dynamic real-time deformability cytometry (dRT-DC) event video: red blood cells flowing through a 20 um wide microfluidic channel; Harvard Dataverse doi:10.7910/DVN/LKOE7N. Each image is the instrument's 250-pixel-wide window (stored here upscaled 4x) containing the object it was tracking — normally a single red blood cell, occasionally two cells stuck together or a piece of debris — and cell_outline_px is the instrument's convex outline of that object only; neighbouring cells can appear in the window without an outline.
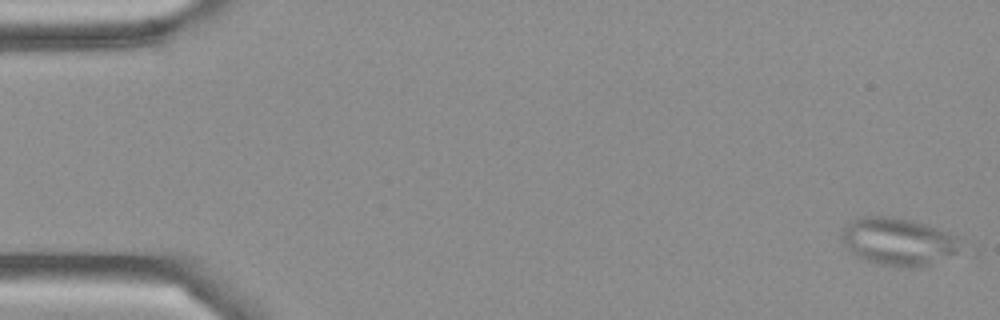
{"species": "Egyptian fruit bat (a non-hibernating species)", "species_latin": "Rousettus aegyptiacus", "temperature_condition": "cold", "stored_images_in_passage": 51, "camera_frame_rate_fps": 3000, "um_per_image_px": 0.085, "frame": {"image": 1, "passage_image": 2, "time_ms": 0.333, "image_size_px": [1000, 320], "cell_outline_px": [[956, 252], [920, 268], [908, 268], [880, 264], [856, 256], [848, 248], [840, 236], [844, 228], [852, 220], [860, 216], [888, 216], [912, 220], [936, 228], [956, 236]], "centroid_in_image_um": [76.27, 20.52], "position_along_channel_um": 8.7, "area_um2": 32.19}}
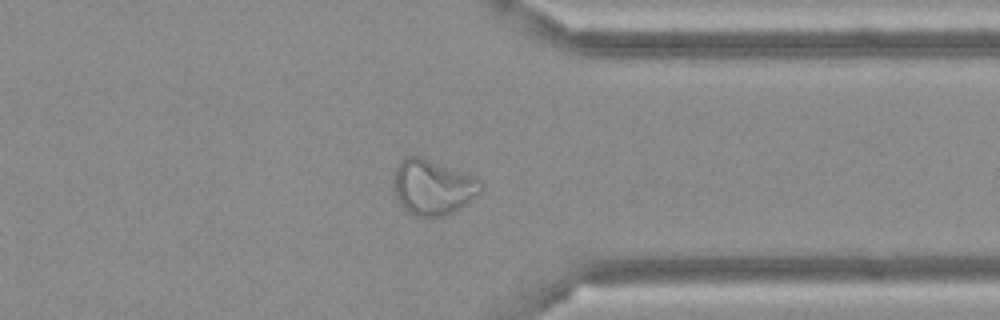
{"frame": {"image": 2, "passage_image": 40, "time_ms": 13.0, "image_size_px": [1000, 320], "cell_outline_px": [[484, 188], [480, 192], [464, 204], [452, 212], [444, 216], [416, 216], [408, 212], [400, 204], [396, 196], [396, 168], [400, 160], [408, 156], [420, 156], [476, 176], [484, 184]], "centroid_in_image_um": [36.83, 15.89], "position_along_channel_um": 374.6, "area_um2": 27.69}}
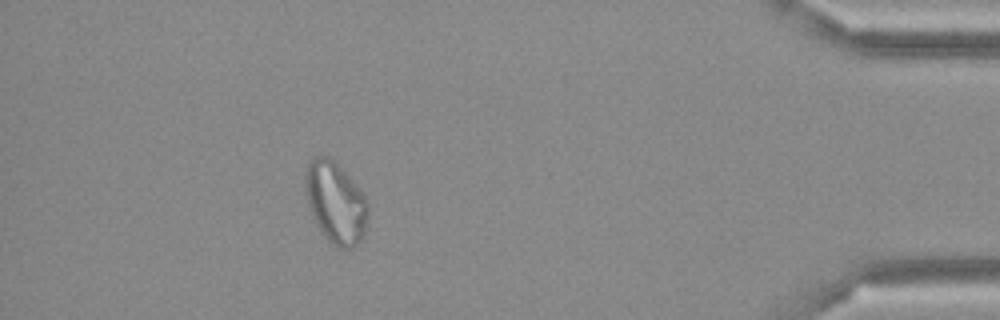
{"frame": {"image": 3, "passage_image": 46, "time_ms": 15.0, "image_size_px": [1000, 320], "cell_outline_px": [[368, 216], [364, 236], [356, 248], [336, 248], [324, 236], [316, 224], [308, 208], [304, 188], [304, 172], [312, 156], [328, 156], [336, 160], [360, 188], [368, 204]], "centroid_in_image_um": [28.51, 17.2], "position_along_channel_um": 406.7, "area_um2": 30.69}}